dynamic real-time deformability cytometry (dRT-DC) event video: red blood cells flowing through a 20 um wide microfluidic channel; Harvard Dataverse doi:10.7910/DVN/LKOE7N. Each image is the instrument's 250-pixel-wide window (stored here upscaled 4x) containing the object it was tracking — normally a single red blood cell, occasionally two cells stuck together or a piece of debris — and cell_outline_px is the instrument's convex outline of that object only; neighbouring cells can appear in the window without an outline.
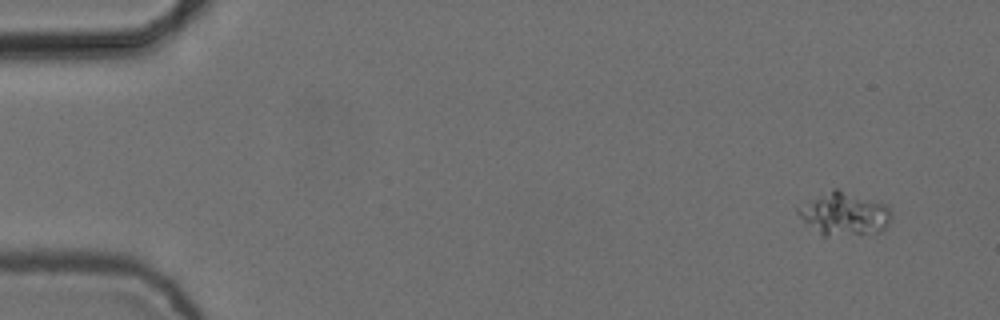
{"species": "common noctule bat (a hibernating species)", "species_latin": "Nyctalus noctula", "temperature_condition": "cold", "stored_images_in_passage": 4, "camera_frame_rate_fps": 3000, "um_per_image_px": 0.085, "animal": {"sex": "female", "body_mass_g": 24.6, "forearm_length_mm": 56.2}, "frame": {"image": 1, "passage_image": 1, "time_ms": 0.0, "image_size_px": [1000, 320], "cell_outline_px": [[892, 220], [880, 232], [824, 236], [820, 236], [804, 224], [796, 212], [796, 208], [832, 188], [836, 188], [884, 204], [892, 212]], "centroid_in_image_um": [71.72, 18.2], "position_along_channel_um": 13.3, "area_um2": 23.35}}
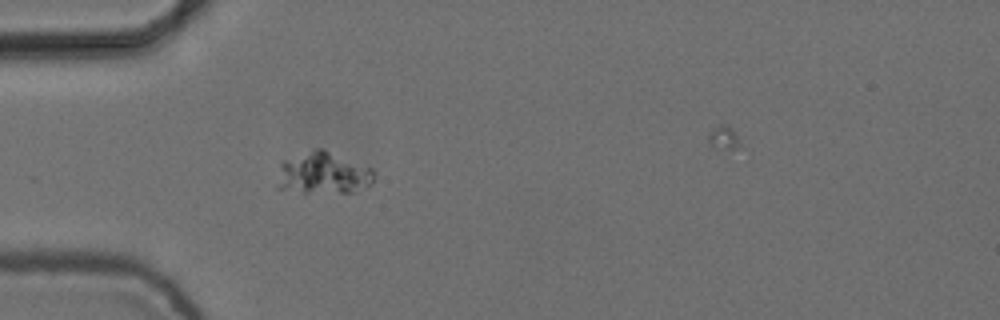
{"frame": {"image": 2, "passage_image": 4, "time_ms": 1.0, "image_size_px": [1000, 320], "cell_outline_px": [[376, 176], [372, 184], [356, 192], [304, 192], [276, 188], [280, 160], [316, 148], [320, 148], [372, 168]], "centroid_in_image_um": [27.46, 14.72], "position_along_channel_um": 57.5, "area_um2": 23.81}}